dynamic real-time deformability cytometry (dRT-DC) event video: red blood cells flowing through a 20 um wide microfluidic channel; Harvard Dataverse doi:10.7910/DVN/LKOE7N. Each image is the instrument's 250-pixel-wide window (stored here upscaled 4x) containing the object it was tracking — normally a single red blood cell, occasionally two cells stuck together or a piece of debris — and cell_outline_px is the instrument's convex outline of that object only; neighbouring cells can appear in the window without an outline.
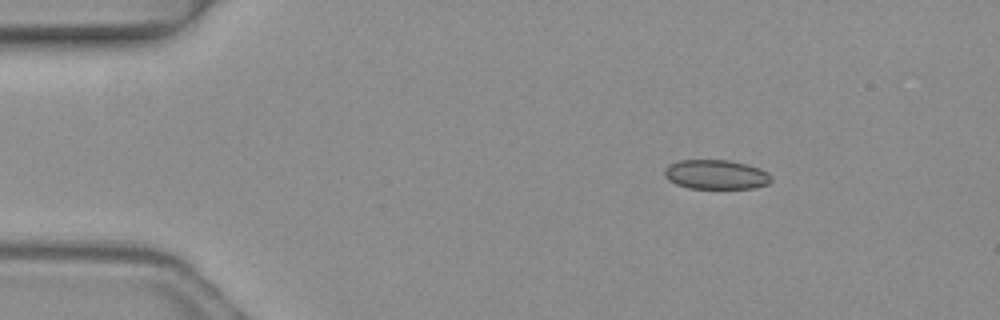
{"species": "common noctule bat (a hibernating species)", "species_latin": "Nyctalus noctula", "temperature_condition": "warm", "stored_images_in_passage": 3, "camera_frame_rate_fps": 3000, "um_per_image_px": 0.085, "animal": {"sex": "female", "body_mass_g": 19.3, "forearm_length_mm": 54.1}, "frame": {"image": 1, "passage_image": 1, "time_ms": 0.0, "image_size_px": [1000, 320], "cell_outline_px": [[772, 180], [768, 184], [752, 188], [688, 188], [676, 184], [668, 180], [664, 176], [664, 168], [668, 164], [680, 160], [728, 160], [760, 168], [768, 172], [772, 176]], "centroid_in_image_um": [60.84, 14.83], "position_along_channel_um": 24.2, "area_um2": 18.38}}